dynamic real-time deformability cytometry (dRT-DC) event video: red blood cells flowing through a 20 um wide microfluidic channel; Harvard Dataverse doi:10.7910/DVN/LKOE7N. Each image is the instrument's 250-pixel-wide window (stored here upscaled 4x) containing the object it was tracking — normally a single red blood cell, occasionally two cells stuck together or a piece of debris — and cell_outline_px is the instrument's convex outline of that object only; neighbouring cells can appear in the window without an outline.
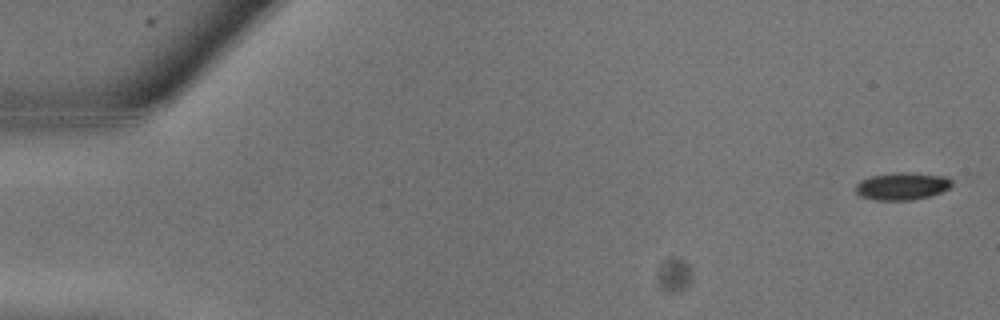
{"species": "common noctule bat (a hibernating species)", "species_latin": "Nyctalus noctula", "temperature_condition": "warm", "stored_images_in_passage": 16, "camera_frame_rate_fps": 3000, "um_per_image_px": 0.085, "animal": {"sex": "male", "body_mass_g": 13.3}, "frame": {"image": 1, "passage_image": 1, "time_ms": 0.0, "image_size_px": [1000, 320], "cell_outline_px": [[952, 184], [948, 188], [940, 192], [928, 196], [912, 200], [872, 200], [860, 196], [856, 192], [856, 184], [860, 180], [872, 176], [892, 172], [916, 172], [944, 176], [952, 180]], "centroid_in_image_um": [76.65, 15.81], "position_along_channel_um": 8.3, "area_um2": 15.49}}
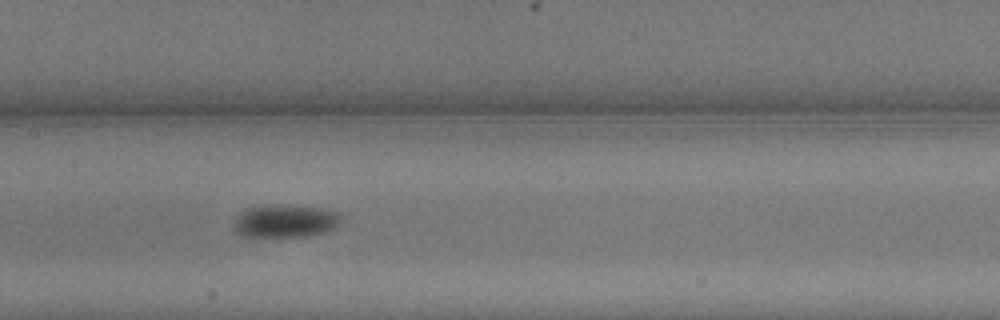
{"frame": {"image": 2, "passage_image": 13, "time_ms": 4.0, "image_size_px": [1000, 320], "cell_outline_px": [[344, 216], [336, 228], [328, 232], [308, 236], [252, 240], [236, 232], [232, 228], [236, 220], [248, 208], [264, 204], [276, 204], [320, 208], [340, 212]], "centroid_in_image_um": [24.26, 18.84], "position_along_channel_um": 183.1, "area_um2": 21.62}}
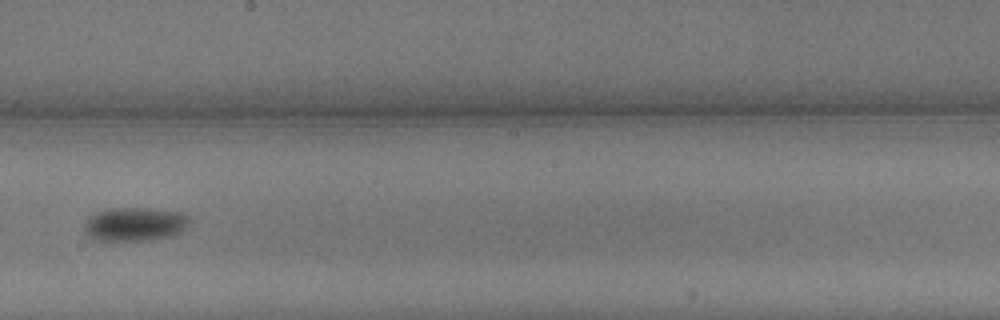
{"frame": {"image": 3, "passage_image": 15, "time_ms": 4.667, "image_size_px": [1000, 320], "cell_outline_px": [[192, 220], [176, 236], [148, 240], [92, 240], [84, 232], [84, 224], [96, 212], [112, 208], [148, 208], [180, 212], [188, 216]], "centroid_in_image_um": [11.48, 19.06], "position_along_channel_um": 236.7, "area_um2": 20.75}}